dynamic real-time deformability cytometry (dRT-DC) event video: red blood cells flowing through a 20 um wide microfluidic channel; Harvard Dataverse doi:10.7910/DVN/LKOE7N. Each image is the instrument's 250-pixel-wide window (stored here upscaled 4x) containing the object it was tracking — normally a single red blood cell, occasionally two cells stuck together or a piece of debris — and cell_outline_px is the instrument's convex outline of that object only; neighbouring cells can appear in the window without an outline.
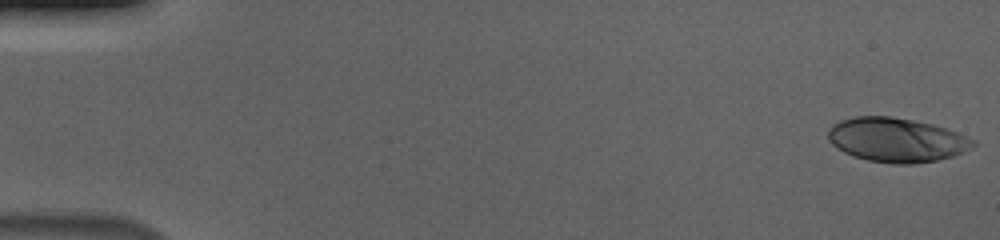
{"species": "human", "species_latin": "Homo sapiens", "temperature_condition": "cold", "stored_images_in_passage": 56, "camera_frame_rate_fps": 3000, "um_per_image_px": 0.085, "donor": {"sex": "male"}, "frame": {"image": 1, "passage_image": 1, "time_ms": 0.0, "image_size_px": [1000, 240], "cell_outline_px": [[976, 144], [972, 148], [952, 156], [936, 160], [912, 164], [896, 164], [868, 160], [852, 156], [836, 148], [828, 140], [828, 128], [832, 124], [840, 120], [856, 116], [892, 116], [932, 124], [948, 128], [976, 140]], "centroid_in_image_um": [76.19, 11.88], "position_along_channel_um": 8.8, "area_um2": 37.57}}
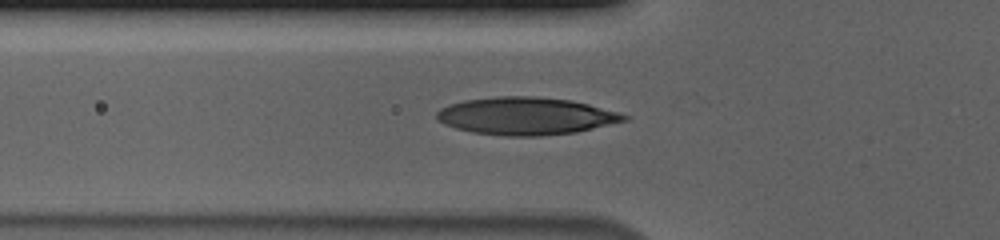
{"frame": {"image": 2, "passage_image": 20, "time_ms": 6.333, "image_size_px": [1000, 240], "cell_outline_px": [[632, 116], [628, 120], [576, 132], [540, 136], [508, 136], [472, 132], [456, 128], [444, 124], [436, 120], [436, 112], [440, 108], [448, 104], [464, 100], [496, 96], [536, 96], [572, 100], [620, 112]], "centroid_in_image_um": [44.71, 9.85], "position_along_channel_um": 81.1, "area_um2": 41.27}}
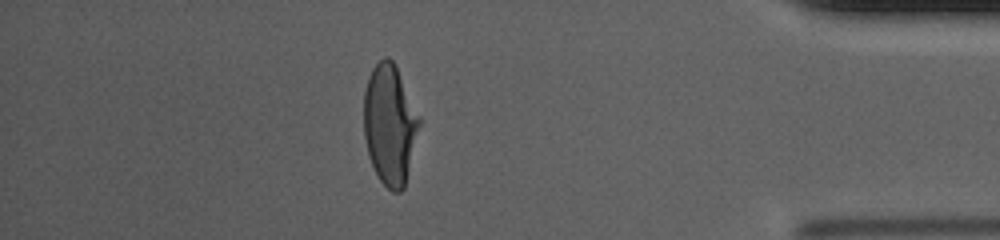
{"frame": {"image": 3, "passage_image": 49, "time_ms": 16.0, "image_size_px": [1000, 240], "cell_outline_px": [[420, 124], [404, 188], [400, 192], [392, 192], [380, 180], [368, 156], [364, 136], [364, 92], [368, 76], [372, 68], [384, 56], [388, 56], [396, 64], [420, 116]], "centroid_in_image_um": [33.13, 10.54], "position_along_channel_um": 402.1, "area_um2": 38.96}, "authors_computed_cell_mechanics": {"area_um2": 39.1017, "velocity_mm_per_s": 3.6946, "shape_relaxation_time_tau1_ms": 5.8107, "shape_relaxation_time_tau2_ms": null, "deformation_change_tau1": 0.2283, "deformation_change_tau2": null}}